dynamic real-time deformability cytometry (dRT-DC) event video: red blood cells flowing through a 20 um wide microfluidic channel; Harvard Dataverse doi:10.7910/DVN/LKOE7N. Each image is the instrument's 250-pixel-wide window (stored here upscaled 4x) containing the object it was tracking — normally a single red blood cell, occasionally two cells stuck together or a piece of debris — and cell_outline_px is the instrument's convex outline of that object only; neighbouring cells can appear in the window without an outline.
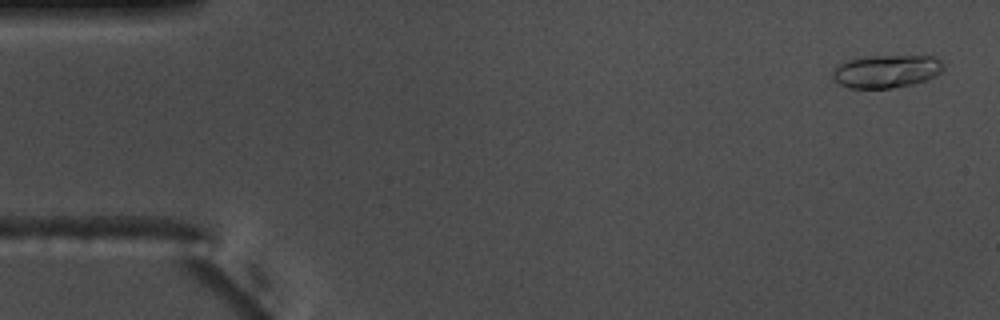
{"species": "common noctule bat (a hibernating species)", "species_latin": "Nyctalus noctula", "temperature_condition": "warm", "stored_images_in_passage": 55, "camera_frame_rate_fps": 3000, "um_per_image_px": 0.085, "animal": {"sex": "male", "body_mass_g": 17.5, "forearm_length_mm": 52.3}, "frame": {"image": 1, "passage_image": 2, "time_ms": 0.333, "image_size_px": [1000, 320], "cell_outline_px": [[944, 68], [940, 72], [924, 80], [912, 84], [892, 88], [848, 88], [840, 84], [832, 76], [832, 72], [840, 64], [848, 60], [872, 56], [932, 56], [940, 60], [944, 64]], "centroid_in_image_um": [75.34, 6.06], "position_along_channel_um": 9.7, "area_um2": 20.92}}
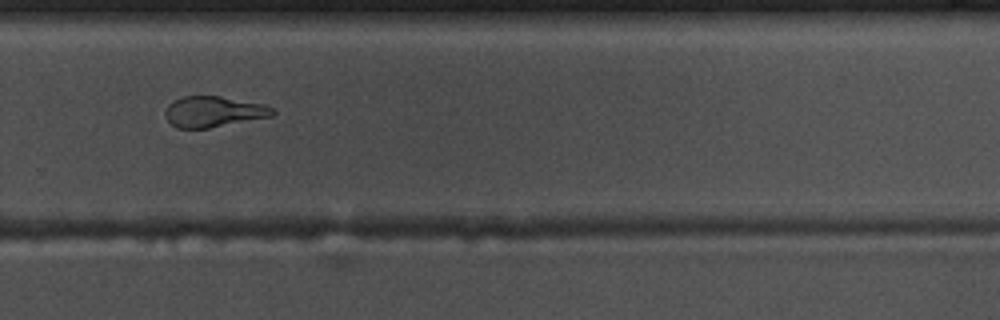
{"frame": {"image": 2, "passage_image": 37, "time_ms": 12.0, "image_size_px": [1000, 320], "cell_outline_px": [[276, 112], [272, 116], [208, 128], [176, 128], [168, 120], [164, 112], [168, 104], [184, 96], [220, 96], [264, 104], [272, 108]], "centroid_in_image_um": [18.15, 9.49], "position_along_channel_um": 311.7, "area_um2": 19.07}}
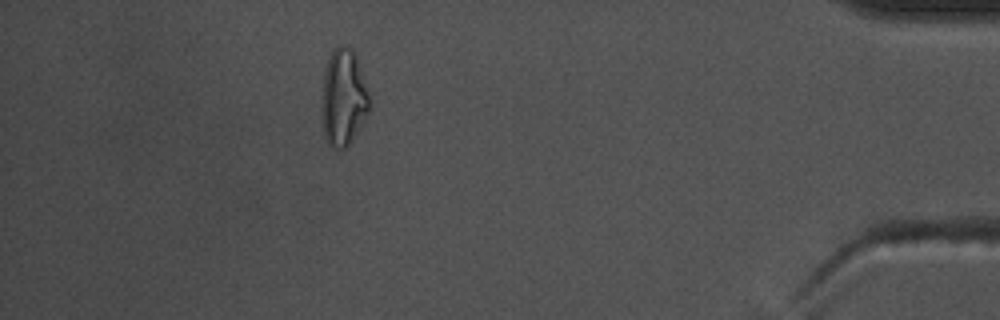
{"frame": {"image": 3, "passage_image": 49, "time_ms": 16.0, "image_size_px": [1000, 320], "cell_outline_px": [[368, 112], [364, 120], [348, 148], [332, 148], [324, 136], [320, 112], [324, 72], [332, 48], [336, 44], [344, 44], [352, 48], [356, 52], [368, 92]], "centroid_in_image_um": [29.16, 8.27], "position_along_channel_um": 406.0, "area_um2": 27.4}, "authors_computed_cell_mechanics": {"area_um2": 19.5942, "velocity_mm_per_s": 3.688, "shape_relaxation_time_tau1_ms": 5.1414, "shape_relaxation_time_tau2_ms": 1.8034, "deformation_change_tau1": 0.1737, "deformation_change_tau2": 0.0834}}